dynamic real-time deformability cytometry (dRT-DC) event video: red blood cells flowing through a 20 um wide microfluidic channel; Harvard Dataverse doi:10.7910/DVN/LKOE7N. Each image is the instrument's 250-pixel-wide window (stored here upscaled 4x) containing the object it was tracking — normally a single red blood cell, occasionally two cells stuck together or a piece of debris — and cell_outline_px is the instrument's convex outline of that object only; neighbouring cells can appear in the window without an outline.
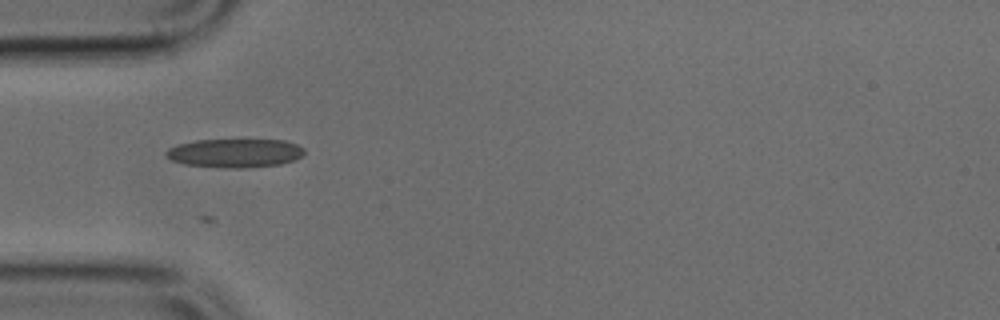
{"species": "common noctule bat (a hibernating species)", "species_latin": "Nyctalus noctula", "temperature_condition": "cold", "stored_images_in_passage": 20, "camera_frame_rate_fps": 3000, "um_per_image_px": 0.085, "animal": {"sex": "male", "body_mass_g": 17.9, "forearm_length_mm": 54.2}, "frame": {"image": 1, "passage_image": 4, "time_ms": 1.0, "image_size_px": [1000, 320], "cell_outline_px": [[304, 152], [300, 156], [292, 160], [280, 164], [244, 168], [224, 168], [184, 164], [172, 160], [164, 152], [168, 148], [176, 144], [196, 140], [284, 140], [296, 144], [304, 148]], "centroid_in_image_um": [19.93, 13.01], "position_along_channel_um": 65.1, "area_um2": 23.06}}
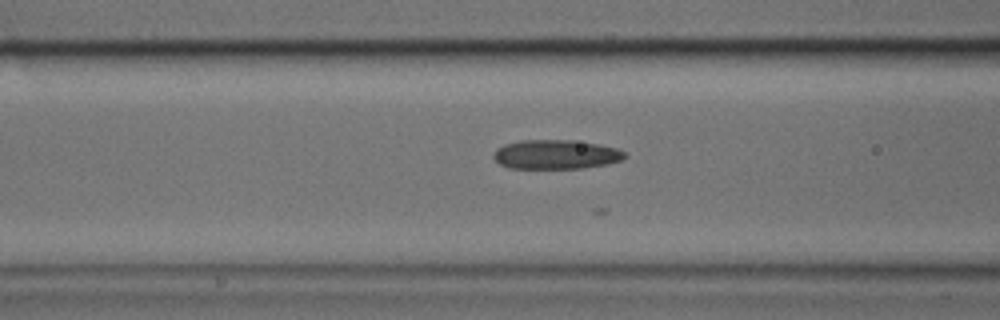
{"frame": {"image": 2, "passage_image": 8, "time_ms": 2.333, "image_size_px": [1000, 320], "cell_outline_px": [[628, 156], [620, 160], [608, 164], [584, 168], [508, 168], [500, 164], [492, 156], [496, 148], [504, 144], [520, 140], [572, 140], [600, 144], [616, 148], [624, 152]], "centroid_in_image_um": [47.24, 13.12], "position_along_channel_um": 119.4, "area_um2": 22.48}}
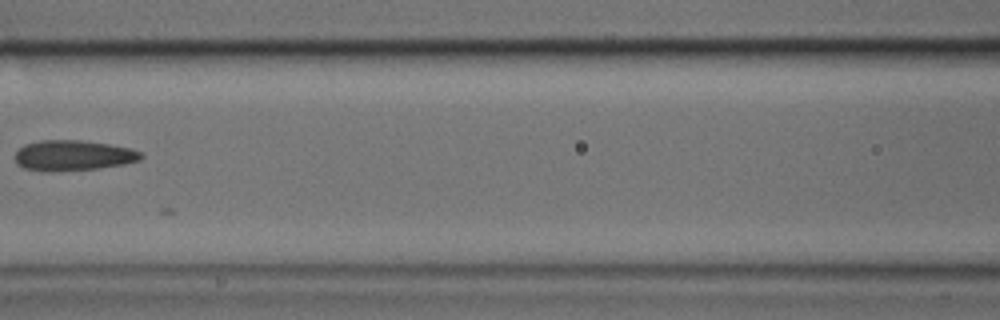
{"frame": {"image": 3, "passage_image": 11, "time_ms": 3.333, "image_size_px": [1000, 320], "cell_outline_px": [[144, 156], [140, 160], [124, 164], [100, 168], [52, 172], [44, 172], [24, 168], [16, 164], [16, 152], [24, 144], [40, 140], [80, 140], [108, 144], [128, 148], [140, 152]], "centroid_in_image_um": [6.19, 13.22], "position_along_channel_um": 160.4, "area_um2": 22.43}}